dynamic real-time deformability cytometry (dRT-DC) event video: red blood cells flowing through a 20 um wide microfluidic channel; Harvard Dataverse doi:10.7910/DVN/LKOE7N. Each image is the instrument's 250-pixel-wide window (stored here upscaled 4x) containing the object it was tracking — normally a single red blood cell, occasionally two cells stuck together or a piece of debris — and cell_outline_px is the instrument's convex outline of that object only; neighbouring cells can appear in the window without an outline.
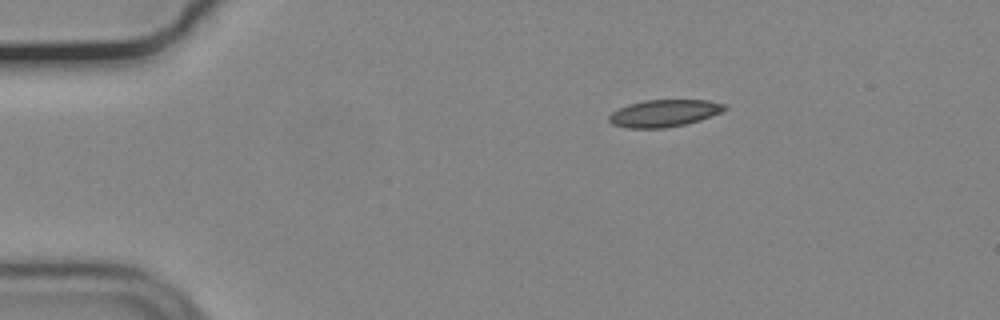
{"species": "common noctule bat (a hibernating species)", "species_latin": "Nyctalus noctula", "temperature_condition": "cold", "stored_images_in_passage": 47, "camera_frame_rate_fps": 3000, "um_per_image_px": 0.085, "animal": {"sex": "male", "body_mass_g": 19.2, "forearm_length_mm": 51.8}, "frame": {"image": 1, "passage_image": 1, "time_ms": 0.0, "image_size_px": [1000, 320], "cell_outline_px": [[728, 108], [712, 116], [700, 120], [684, 124], [664, 128], [628, 128], [612, 124], [608, 120], [608, 116], [612, 112], [628, 104], [644, 100], [708, 100], [728, 104]], "centroid_in_image_um": [56.47, 9.61], "position_along_channel_um": 28.5, "area_um2": 18.32}}
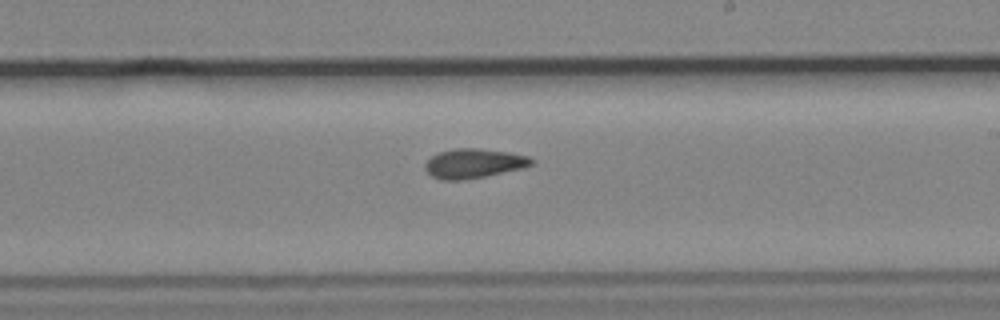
{"frame": {"image": 2, "passage_image": 24, "time_ms": 7.667, "image_size_px": [1000, 320], "cell_outline_px": [[536, 160], [532, 164], [520, 168], [484, 176], [464, 180], [440, 180], [432, 176], [424, 168], [424, 164], [436, 152], [456, 148], [480, 148], [508, 152], [528, 156]], "centroid_in_image_um": [40.23, 13.88], "position_along_channel_um": 248.8, "area_um2": 18.21}}
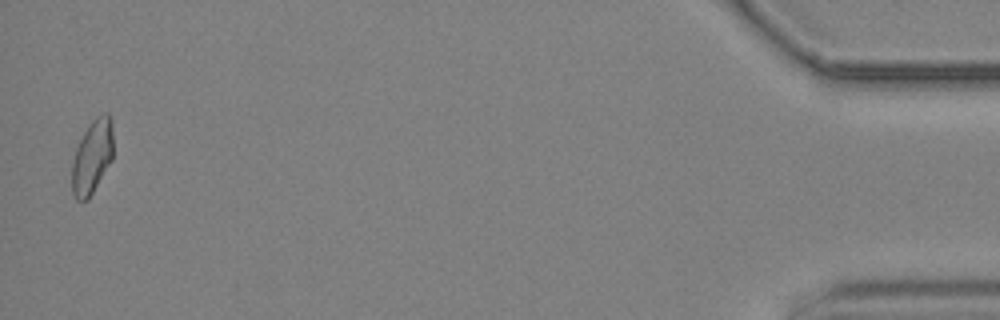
{"frame": {"image": 3, "passage_image": 46, "time_ms": 15.0, "image_size_px": [1000, 320], "cell_outline_px": [[112, 160], [88, 200], [76, 200], [72, 192], [72, 160], [76, 148], [84, 132], [92, 120], [96, 116], [104, 112], [108, 112], [112, 120]], "centroid_in_image_um": [7.83, 13.31], "position_along_channel_um": 427.4, "area_um2": 17.8}, "authors_computed_cell_mechanics": {"area_um2": 17.918, "velocity_mm_per_s": 3.6922, "shape_relaxation_time_tau1_ms": null, "shape_relaxation_time_tau2_ms": 3.8773, "deformation_change_tau1": null, "deformation_change_tau2": 0.1037}}